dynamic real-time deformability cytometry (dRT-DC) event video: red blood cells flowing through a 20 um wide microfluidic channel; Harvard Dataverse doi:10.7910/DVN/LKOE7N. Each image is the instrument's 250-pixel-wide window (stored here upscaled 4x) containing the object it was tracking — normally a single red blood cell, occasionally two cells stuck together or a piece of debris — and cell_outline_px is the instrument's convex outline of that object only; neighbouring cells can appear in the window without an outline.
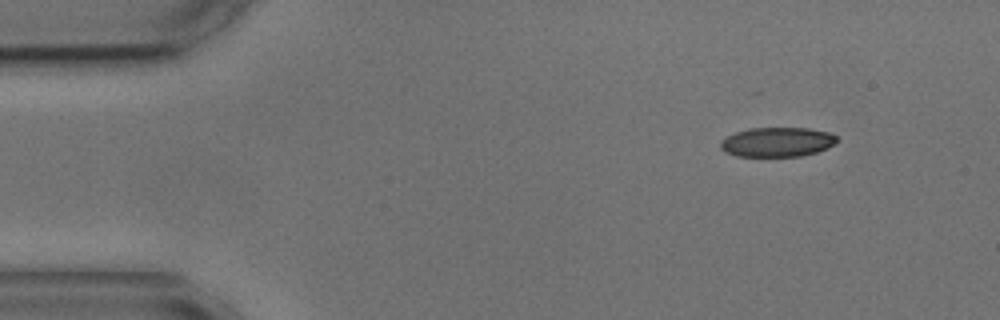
{"species": "common noctule bat (a hibernating species)", "species_latin": "Nyctalus noctula", "temperature_condition": "cold", "stored_images_in_passage": 3, "camera_frame_rate_fps": 3000, "um_per_image_px": 0.085, "animal": {"sex": "male", "body_mass_g": 17.9, "forearm_length_mm": 54.2}, "frame": {"image": 1, "passage_image": 1, "time_ms": 0.0, "image_size_px": [1000, 320], "cell_outline_px": [[836, 140], [828, 148], [816, 152], [800, 156], [736, 156], [724, 152], [720, 148], [720, 140], [736, 132], [748, 128], [808, 128], [828, 132], [836, 136]], "centroid_in_image_um": [66.01, 12.07], "position_along_channel_um": 19.0, "area_um2": 19.94}}